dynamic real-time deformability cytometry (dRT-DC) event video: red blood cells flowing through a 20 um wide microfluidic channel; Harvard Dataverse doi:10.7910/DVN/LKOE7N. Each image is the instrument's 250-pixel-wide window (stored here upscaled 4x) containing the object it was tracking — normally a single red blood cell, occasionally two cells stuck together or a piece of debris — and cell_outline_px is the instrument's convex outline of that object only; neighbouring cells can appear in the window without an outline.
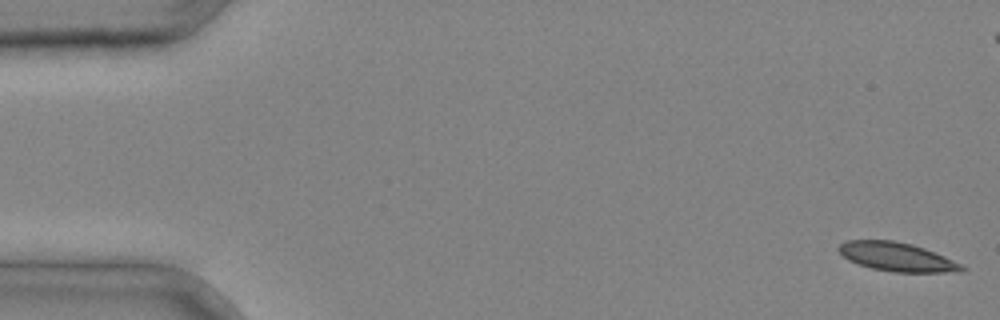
{"species": "common noctule bat (a hibernating species)", "species_latin": "Nyctalus noctula", "temperature_condition": "cold", "stored_images_in_passage": 4, "camera_frame_rate_fps": 3000, "um_per_image_px": 0.085, "animal": {"sex": "male", "body_mass_g": 20.4}, "frame": {"image": 1, "passage_image": 1, "time_ms": 0.0, "image_size_px": [1000, 320], "cell_outline_px": [[968, 268], [960, 272], [896, 272], [872, 268], [848, 260], [836, 248], [844, 240], [892, 240], [912, 244], [924, 248], [944, 256]], "centroid_in_image_um": [76.23, 21.82], "position_along_channel_um": 8.8, "area_um2": 20.52}}